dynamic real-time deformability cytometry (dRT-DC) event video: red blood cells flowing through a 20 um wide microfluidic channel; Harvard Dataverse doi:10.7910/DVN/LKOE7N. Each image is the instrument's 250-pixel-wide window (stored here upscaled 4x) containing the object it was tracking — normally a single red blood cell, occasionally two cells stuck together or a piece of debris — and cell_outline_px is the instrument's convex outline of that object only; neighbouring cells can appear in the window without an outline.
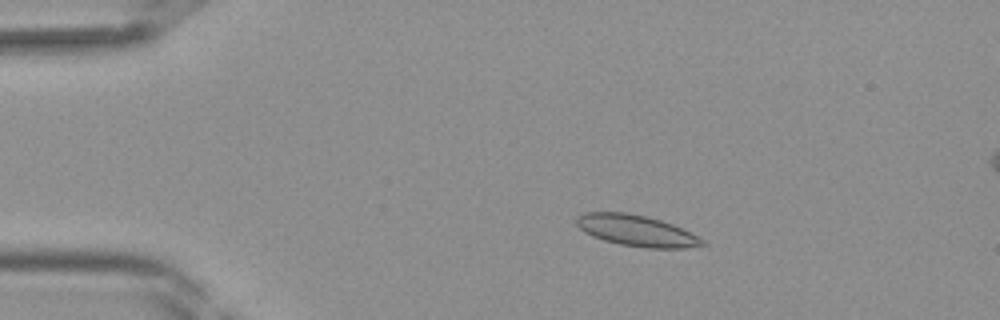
{"species": "Egyptian fruit bat (a non-hibernating species)", "species_latin": "Rousettus aegyptiacus", "temperature_condition": "room temperature", "stored_images_in_passage": 40, "camera_frame_rate_fps": 3000, "um_per_image_px": 0.085, "frame": {"image": 1, "passage_image": 7, "time_ms": 2.0, "image_size_px": [1000, 320], "cell_outline_px": [[708, 244], [684, 248], [644, 248], [620, 244], [604, 240], [592, 236], [584, 232], [576, 224], [576, 216], [584, 212], [628, 212], [648, 216], [672, 224], [704, 240]], "centroid_in_image_um": [54.06, 19.59], "position_along_channel_um": 30.9, "area_um2": 22.83}}
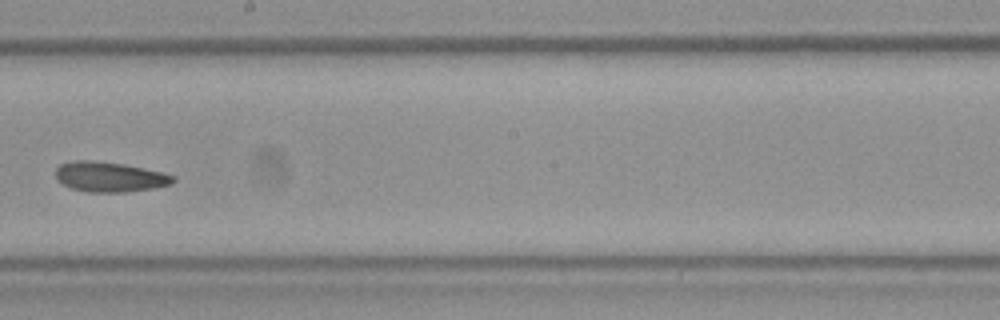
{"frame": {"image": 2, "passage_image": 23, "time_ms": 7.333, "image_size_px": [1000, 320], "cell_outline_px": [[176, 180], [172, 184], [152, 188], [124, 192], [88, 192], [72, 188], [64, 184], [56, 176], [56, 168], [60, 164], [72, 160], [92, 160], [124, 164], [164, 172], [176, 176]], "centroid_in_image_um": [9.36, 15.02], "position_along_channel_um": 238.8, "area_um2": 20.58}}
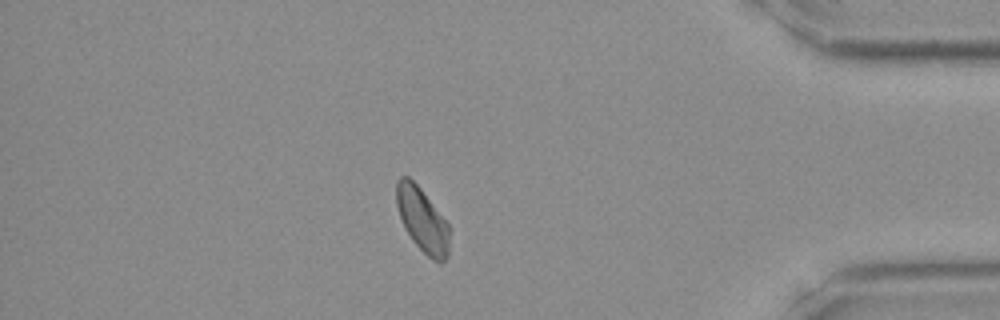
{"frame": {"image": 3, "passage_image": 35, "time_ms": 11.333, "image_size_px": [1000, 320], "cell_outline_px": [[448, 256], [440, 264], [432, 260], [412, 240], [400, 216], [396, 204], [396, 180], [400, 176], [408, 176], [420, 188], [448, 224]], "centroid_in_image_um": [35.88, 18.68], "position_along_channel_um": 399.3, "area_um2": 19.36}}